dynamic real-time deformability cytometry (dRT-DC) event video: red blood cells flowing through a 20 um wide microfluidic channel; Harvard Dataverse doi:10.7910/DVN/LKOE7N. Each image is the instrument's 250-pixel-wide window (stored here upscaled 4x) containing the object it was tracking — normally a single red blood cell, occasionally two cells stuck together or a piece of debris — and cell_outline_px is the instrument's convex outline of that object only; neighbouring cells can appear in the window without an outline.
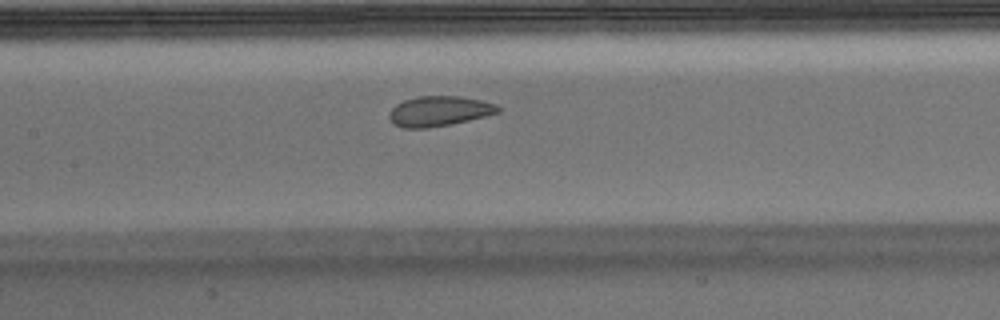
{"species": "Egyptian fruit bat (a non-hibernating species)", "species_latin": "Rousettus aegyptiacus", "temperature_condition": "warm", "stored_images_in_passage": 34, "camera_frame_rate_fps": 3000, "um_per_image_px": 0.085, "animal": {"sex": "male"}, "frame": {"image": 1, "passage_image": 18, "time_ms": 5.667, "image_size_px": [1000, 320], "cell_outline_px": [[500, 112], [452, 124], [428, 128], [404, 128], [392, 124], [388, 116], [388, 112], [396, 104], [404, 100], [416, 96], [460, 96], [480, 100], [496, 104], [500, 108]], "centroid_in_image_um": [37.28, 9.45], "position_along_channel_um": 170.1, "area_um2": 19.19}}